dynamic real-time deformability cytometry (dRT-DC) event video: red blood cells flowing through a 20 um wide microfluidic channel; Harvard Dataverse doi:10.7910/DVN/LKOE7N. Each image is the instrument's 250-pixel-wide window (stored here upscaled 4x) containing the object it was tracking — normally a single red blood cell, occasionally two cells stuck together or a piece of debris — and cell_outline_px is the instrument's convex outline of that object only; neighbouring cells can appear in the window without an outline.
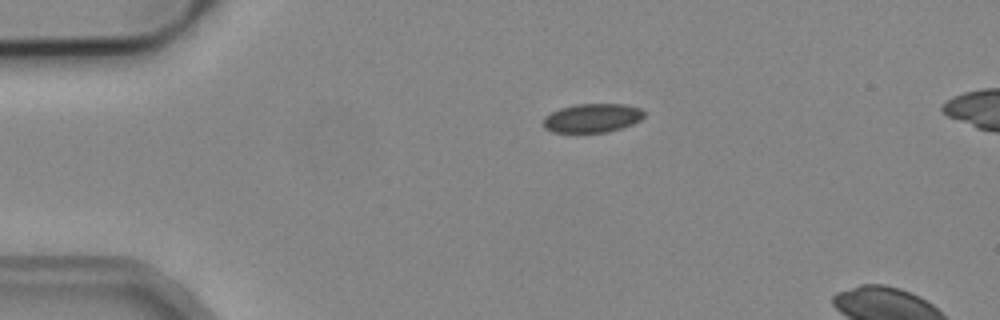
{"species": "common noctule bat (a hibernating species)", "species_latin": "Nyctalus noctula", "temperature_condition": "cold", "stored_images_in_passage": 2, "camera_frame_rate_fps": 3000, "um_per_image_px": 0.085, "animal": {"sex": "male", "body_mass_g": 19.2, "forearm_length_mm": 51.8}, "frame": {"image": 1, "passage_image": 1, "time_ms": 0.0, "image_size_px": [1000, 320], "cell_outline_px": [[644, 116], [640, 120], [632, 124], [608, 132], [552, 132], [544, 128], [544, 116], [560, 108], [576, 104], [624, 104], [640, 108], [644, 112]], "centroid_in_image_um": [50.34, 10.03], "position_along_channel_um": 34.7, "area_um2": 16.88}}